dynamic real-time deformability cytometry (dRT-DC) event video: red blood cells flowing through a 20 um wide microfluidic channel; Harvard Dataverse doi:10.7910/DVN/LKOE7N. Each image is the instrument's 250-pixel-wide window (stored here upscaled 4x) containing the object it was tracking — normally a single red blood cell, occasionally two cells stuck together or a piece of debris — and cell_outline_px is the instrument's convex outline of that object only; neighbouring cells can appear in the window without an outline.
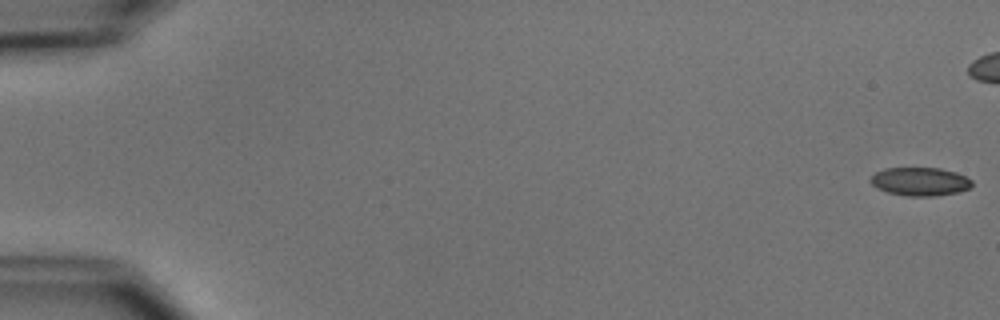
{"species": "common noctule bat (a hibernating species)", "species_latin": "Nyctalus noctula", "temperature_condition": "cold", "stored_images_in_passage": 7, "camera_frame_rate_fps": 3000, "um_per_image_px": 0.085, "animal": {"sex": "male", "body_mass_g": 15.6}, "frame": {"image": 1, "passage_image": 1, "time_ms": 0.0, "image_size_px": [1000, 320], "cell_outline_px": [[972, 184], [968, 188], [956, 192], [936, 196], [908, 196], [888, 192], [876, 188], [868, 180], [876, 172], [884, 168], [940, 168], [956, 172], [972, 180]], "centroid_in_image_um": [78.17, 15.43], "position_along_channel_um": 6.8, "area_um2": 16.7}}